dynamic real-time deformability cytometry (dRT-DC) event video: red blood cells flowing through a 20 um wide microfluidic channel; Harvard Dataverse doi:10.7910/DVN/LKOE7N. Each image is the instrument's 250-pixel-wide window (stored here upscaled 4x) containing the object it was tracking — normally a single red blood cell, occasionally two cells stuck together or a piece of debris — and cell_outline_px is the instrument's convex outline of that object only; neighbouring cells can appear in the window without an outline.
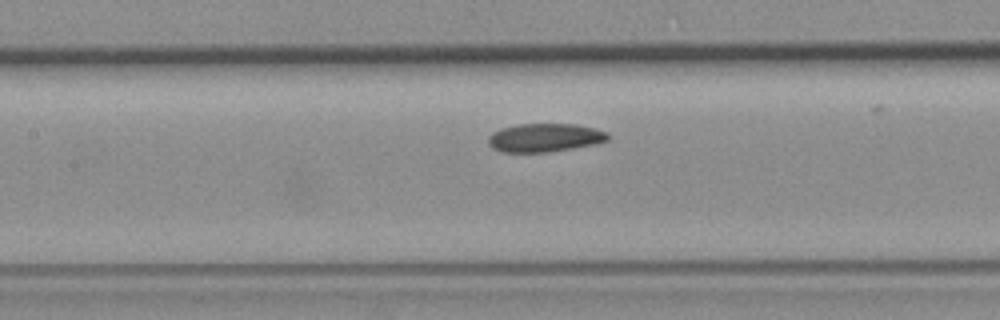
{"species": "common noctule bat (a hibernating species)", "species_latin": "Nyctalus noctula", "temperature_condition": "room temperature", "stored_images_in_passage": 7, "camera_frame_rate_fps": 3000, "um_per_image_px": 0.085, "animal": {"sex": "female", "body_mass_g": 19.3, "forearm_length_mm": 54.1}, "frame": {"image": 1, "passage_image": 5, "time_ms": 5.667, "image_size_px": [1000, 320], "cell_outline_px": [[608, 140], [596, 144], [548, 152], [504, 152], [492, 148], [488, 144], [488, 136], [492, 132], [500, 128], [516, 124], [576, 124], [608, 132]], "centroid_in_image_um": [46.27, 11.7], "position_along_channel_um": 161.1, "area_um2": 19.88}}
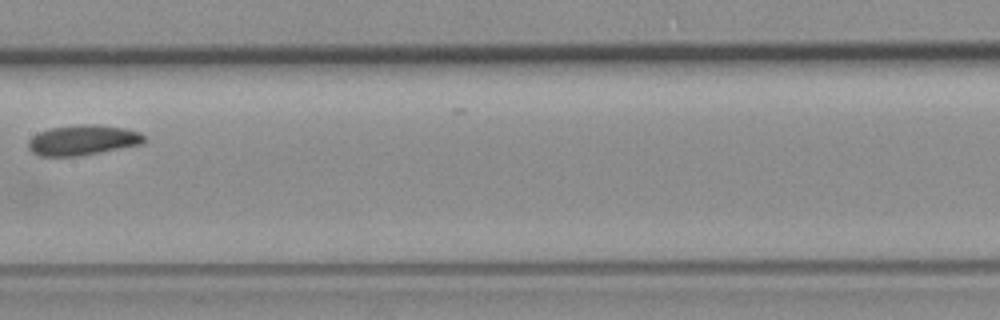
{"frame": {"image": 2, "passage_image": 6, "time_ms": 6.667, "image_size_px": [1000, 320], "cell_outline_px": [[148, 140], [140, 144], [76, 156], [40, 156], [32, 152], [28, 148], [28, 140], [32, 136], [40, 132], [52, 128], [84, 124], [92, 124], [124, 128], [140, 132]], "centroid_in_image_um": [7.02, 11.91], "position_along_channel_um": 200.4, "area_um2": 20.06}}
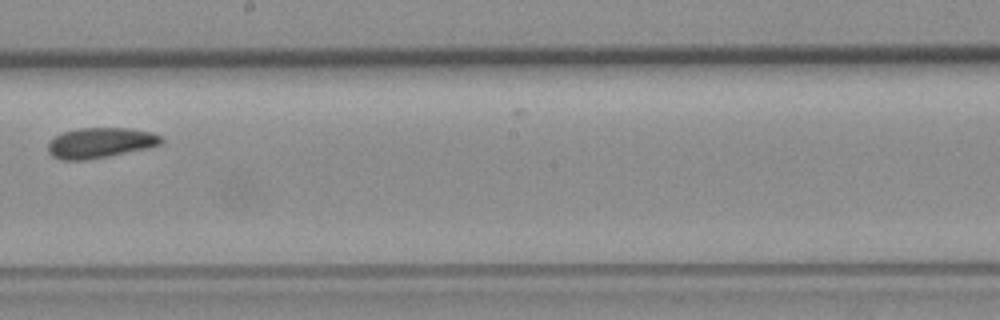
{"frame": {"image": 3, "passage_image": 7, "time_ms": 7.667, "image_size_px": [1000, 320], "cell_outline_px": [[164, 140], [160, 144], [148, 148], [84, 160], [64, 160], [52, 156], [48, 152], [48, 144], [52, 136], [64, 132], [80, 128], [132, 128], [152, 132], [160, 136]], "centroid_in_image_um": [8.5, 12.12], "position_along_channel_um": 239.7, "area_um2": 19.94}}